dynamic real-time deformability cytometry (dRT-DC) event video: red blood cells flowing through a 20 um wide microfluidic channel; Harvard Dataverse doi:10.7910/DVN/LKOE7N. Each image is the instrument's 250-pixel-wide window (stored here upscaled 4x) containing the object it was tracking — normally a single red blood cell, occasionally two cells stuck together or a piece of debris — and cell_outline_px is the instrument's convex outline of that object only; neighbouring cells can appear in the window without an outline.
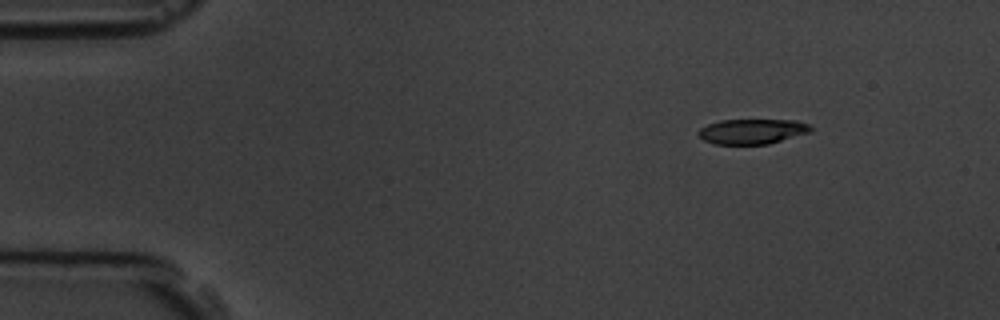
{"species": "common noctule bat (a hibernating species)", "species_latin": "Nyctalus noctula", "temperature_condition": "room temperature", "stored_images_in_passage": 4, "camera_frame_rate_fps": 3000, "um_per_image_px": 0.085, "animal": {"sex": "male", "body_mass_g": 19.5, "forearm_length_mm": 54.6}, "frame": {"image": 1, "passage_image": 1, "time_ms": 0.0, "image_size_px": [1000, 320], "cell_outline_px": [[816, 128], [812, 132], [768, 144], [712, 144], [704, 140], [696, 132], [700, 128], [708, 124], [720, 120], [796, 120], [808, 124]], "centroid_in_image_um": [63.97, 11.17], "position_along_channel_um": 21.0, "area_um2": 16.59}}
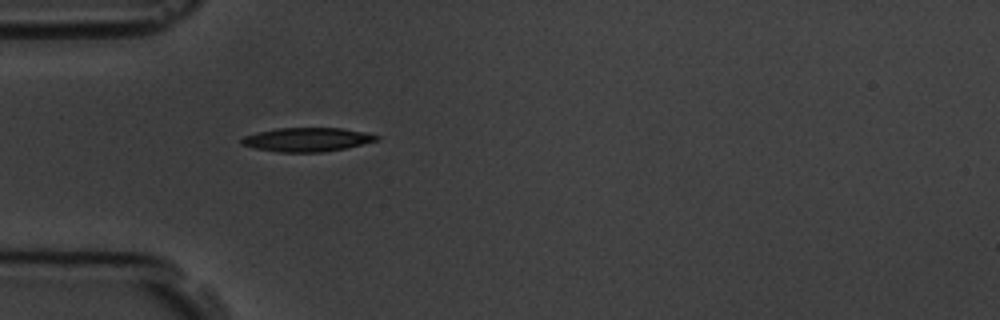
{"frame": {"image": 2, "passage_image": 4, "time_ms": 3.333, "image_size_px": [1000, 320], "cell_outline_px": [[380, 140], [344, 148], [324, 152], [280, 152], [256, 148], [240, 144], [240, 140], [244, 136], [256, 132], [276, 128], [344, 128], [364, 132], [380, 136]], "centroid_in_image_um": [26.1, 11.86], "position_along_channel_um": 58.9, "area_um2": 18.79}}